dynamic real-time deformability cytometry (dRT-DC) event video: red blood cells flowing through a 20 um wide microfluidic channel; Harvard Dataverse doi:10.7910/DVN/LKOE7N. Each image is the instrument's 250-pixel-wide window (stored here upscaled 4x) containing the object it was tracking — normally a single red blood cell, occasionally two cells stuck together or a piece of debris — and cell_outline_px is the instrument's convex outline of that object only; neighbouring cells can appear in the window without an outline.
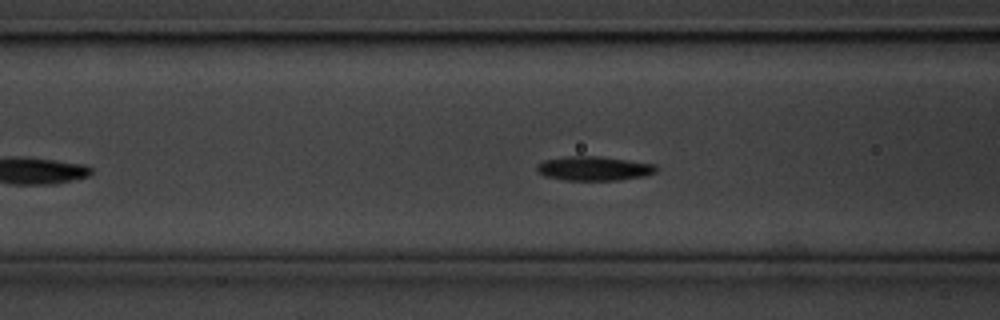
{"species": "common noctule bat (a hibernating species)", "species_latin": "Nyctalus noctula", "temperature_condition": "cold", "stored_images_in_passage": 50, "camera_frame_rate_fps": 3000, "um_per_image_px": 0.085, "animal": {"sex": "male", "body_mass_g": 20.1, "forearm_length_mm": 53.5}, "frame": {"image": 1, "passage_image": 14, "time_ms": 4.333, "image_size_px": [1000, 320], "cell_outline_px": [[656, 172], [644, 176], [620, 180], [564, 180], [544, 176], [536, 168], [536, 164], [544, 160], [568, 156], [600, 156], [656, 164]], "centroid_in_image_um": [50.48, 14.31], "position_along_channel_um": 116.1, "area_um2": 16.88}}
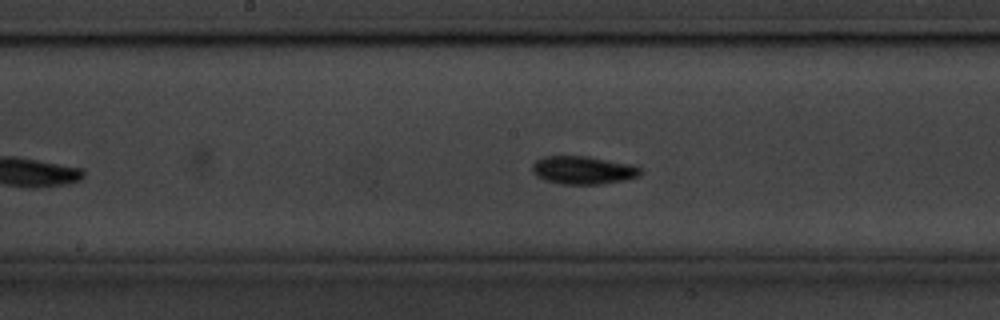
{"frame": {"image": 2, "passage_image": 21, "time_ms": 6.667, "image_size_px": [1000, 320], "cell_outline_px": [[640, 176], [624, 180], [600, 184], [560, 184], [544, 180], [536, 176], [532, 172], [532, 164], [536, 160], [544, 156], [588, 156], [632, 164], [640, 168]], "centroid_in_image_um": [49.53, 14.46], "position_along_channel_um": 198.7, "area_um2": 17.8}}
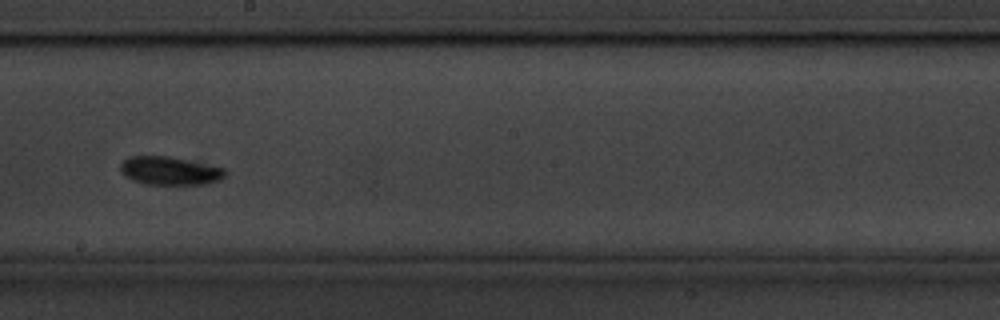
{"frame": {"image": 3, "passage_image": 24, "time_ms": 7.667, "image_size_px": [1000, 320], "cell_outline_px": [[228, 172], [220, 180], [204, 184], [144, 184], [132, 180], [124, 176], [120, 172], [120, 164], [124, 160], [132, 156], [168, 156], [228, 168]], "centroid_in_image_um": [14.45, 14.52], "position_along_channel_um": 233.7, "area_um2": 17.46}, "authors_computed_cell_mechanics": {"area_um2": 16.1551, "velocity_mm_per_s": 3.5284, "shape_relaxation_time_tau1_ms": 2.1338, "shape_relaxation_time_tau2_ms": null, "deformation_change_tau1": 0.0928, "deformation_change_tau2": null}}